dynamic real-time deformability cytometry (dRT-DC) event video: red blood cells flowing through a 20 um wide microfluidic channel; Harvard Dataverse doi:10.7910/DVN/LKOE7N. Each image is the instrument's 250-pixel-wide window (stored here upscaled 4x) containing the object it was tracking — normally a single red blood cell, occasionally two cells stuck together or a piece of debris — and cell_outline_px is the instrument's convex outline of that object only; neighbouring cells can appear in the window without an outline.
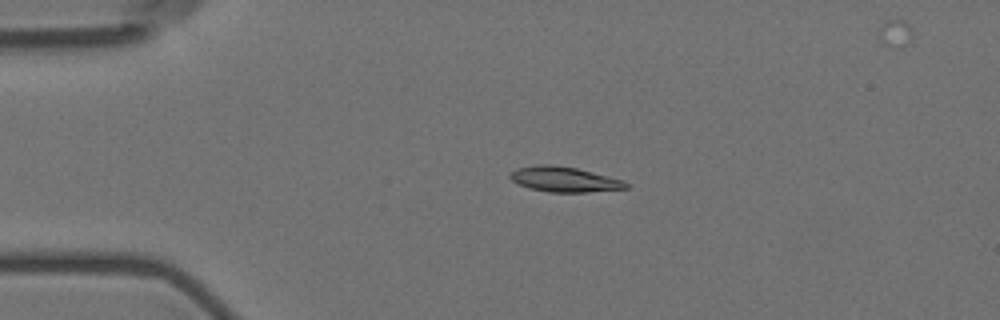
{"species": "Egyptian fruit bat (a non-hibernating species)", "species_latin": "Rousettus aegyptiacus", "temperature_condition": "room temperature", "stored_images_in_passage": 3, "camera_frame_rate_fps": 3000, "um_per_image_px": 0.085, "animal": {"sex": "female"}, "frame": {"image": 1, "passage_image": 2, "time_ms": 1.0, "image_size_px": [1000, 320], "cell_outline_px": [[628, 188], [588, 192], [548, 192], [532, 188], [520, 184], [512, 180], [508, 176], [508, 172], [516, 168], [540, 164], [552, 164], [576, 168], [624, 180], [628, 184]], "centroid_in_image_um": [47.94, 15.23], "position_along_channel_um": 37.1, "area_um2": 16.94}}